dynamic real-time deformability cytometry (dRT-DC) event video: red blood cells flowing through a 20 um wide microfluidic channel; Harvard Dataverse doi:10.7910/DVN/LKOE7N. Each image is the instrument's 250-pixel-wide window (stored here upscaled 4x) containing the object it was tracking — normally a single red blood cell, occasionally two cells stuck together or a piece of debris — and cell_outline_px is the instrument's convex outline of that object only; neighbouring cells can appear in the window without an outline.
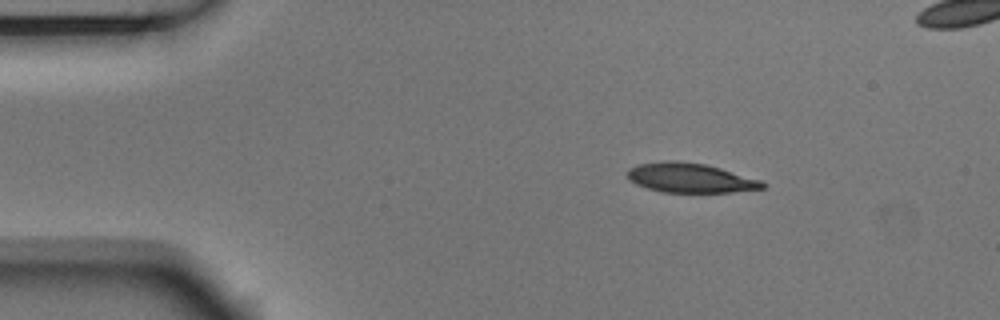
{"species": "Egyptian fruit bat (a non-hibernating species)", "species_latin": "Rousettus aegyptiacus", "temperature_condition": "room temperature", "stored_images_in_passage": 4, "camera_frame_rate_fps": 3000, "um_per_image_px": 0.085, "animal": {"sex": "male"}, "frame": {"image": 1, "passage_image": 1, "time_ms": 0.0, "image_size_px": [1000, 320], "cell_outline_px": [[764, 188], [732, 192], [660, 192], [636, 184], [628, 180], [628, 168], [636, 164], [664, 160], [676, 160], [704, 164], [720, 168], [760, 180], [764, 184]], "centroid_in_image_um": [58.6, 15.11], "position_along_channel_um": 26.4, "area_um2": 23.18}}